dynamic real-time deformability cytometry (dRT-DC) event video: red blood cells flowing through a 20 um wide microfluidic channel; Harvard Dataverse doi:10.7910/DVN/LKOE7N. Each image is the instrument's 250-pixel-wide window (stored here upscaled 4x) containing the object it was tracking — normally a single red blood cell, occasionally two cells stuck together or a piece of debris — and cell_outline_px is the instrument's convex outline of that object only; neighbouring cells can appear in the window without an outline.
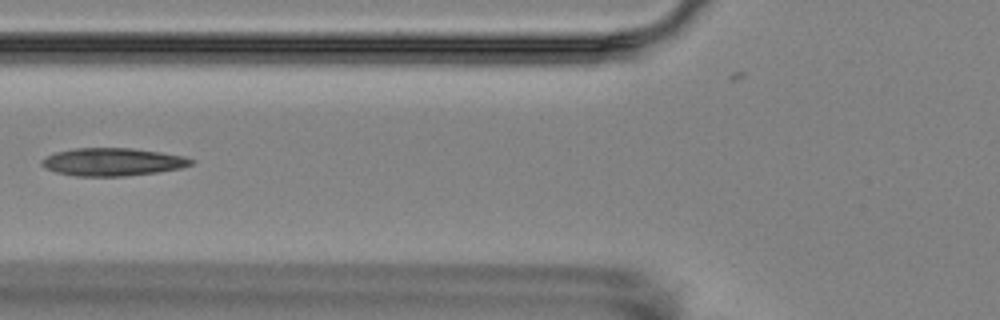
{"species": "Egyptian fruit bat (a non-hibernating species)", "species_latin": "Rousettus aegyptiacus", "temperature_condition": "room temperature", "stored_images_in_passage": 5, "camera_frame_rate_fps": 3000, "um_per_image_px": 0.085, "animal": {"sex": "female"}, "frame": {"image": 1, "passage_image": 5, "time_ms": 5.667, "image_size_px": [1000, 320], "cell_outline_px": [[196, 160], [192, 164], [180, 168], [156, 172], [124, 176], [76, 176], [56, 172], [44, 168], [40, 164], [40, 160], [56, 152], [76, 148], [132, 148], [160, 152], [184, 156]], "centroid_in_image_um": [9.56, 13.76], "position_along_channel_um": 116.2, "area_um2": 24.16}}